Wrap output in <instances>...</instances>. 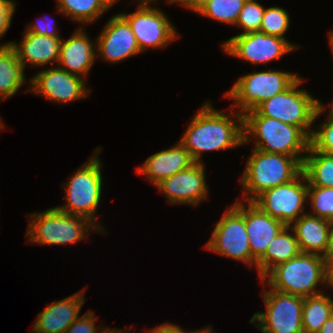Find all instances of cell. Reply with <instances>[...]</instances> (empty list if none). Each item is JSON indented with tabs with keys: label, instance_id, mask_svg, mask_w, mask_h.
I'll list each match as a JSON object with an SVG mask.
<instances>
[{
	"label": "cell",
	"instance_id": "obj_1",
	"mask_svg": "<svg viewBox=\"0 0 333 333\" xmlns=\"http://www.w3.org/2000/svg\"><path fill=\"white\" fill-rule=\"evenodd\" d=\"M179 142L196 163H202L203 152L236 148L244 143L243 114L217 111L210 101L192 117Z\"/></svg>",
	"mask_w": 333,
	"mask_h": 333
},
{
	"label": "cell",
	"instance_id": "obj_2",
	"mask_svg": "<svg viewBox=\"0 0 333 333\" xmlns=\"http://www.w3.org/2000/svg\"><path fill=\"white\" fill-rule=\"evenodd\" d=\"M243 134L244 145L254 138L253 148L268 153L305 157L310 146V137L300 127L261 116L256 110L243 114Z\"/></svg>",
	"mask_w": 333,
	"mask_h": 333
},
{
	"label": "cell",
	"instance_id": "obj_3",
	"mask_svg": "<svg viewBox=\"0 0 333 333\" xmlns=\"http://www.w3.org/2000/svg\"><path fill=\"white\" fill-rule=\"evenodd\" d=\"M271 289L300 297H309L324 291L318 285L326 283V262L321 255L300 253L287 262L272 268L261 280Z\"/></svg>",
	"mask_w": 333,
	"mask_h": 333
},
{
	"label": "cell",
	"instance_id": "obj_4",
	"mask_svg": "<svg viewBox=\"0 0 333 333\" xmlns=\"http://www.w3.org/2000/svg\"><path fill=\"white\" fill-rule=\"evenodd\" d=\"M304 157L268 153L253 148L241 176L245 202L253 201L263 191L292 181L301 171Z\"/></svg>",
	"mask_w": 333,
	"mask_h": 333
},
{
	"label": "cell",
	"instance_id": "obj_5",
	"mask_svg": "<svg viewBox=\"0 0 333 333\" xmlns=\"http://www.w3.org/2000/svg\"><path fill=\"white\" fill-rule=\"evenodd\" d=\"M101 149L97 147L95 154L65 182L63 189L67 195L65 197L67 203L56 208L70 215L87 218L103 232L104 227L96 221L99 217L96 213L103 189L102 163L97 155Z\"/></svg>",
	"mask_w": 333,
	"mask_h": 333
},
{
	"label": "cell",
	"instance_id": "obj_6",
	"mask_svg": "<svg viewBox=\"0 0 333 333\" xmlns=\"http://www.w3.org/2000/svg\"><path fill=\"white\" fill-rule=\"evenodd\" d=\"M302 81L299 76L285 91L264 101L255 110L261 116L300 127L310 137L312 124L324 112L326 105L305 89H298Z\"/></svg>",
	"mask_w": 333,
	"mask_h": 333
},
{
	"label": "cell",
	"instance_id": "obj_7",
	"mask_svg": "<svg viewBox=\"0 0 333 333\" xmlns=\"http://www.w3.org/2000/svg\"><path fill=\"white\" fill-rule=\"evenodd\" d=\"M29 219L26 235L31 244H74L85 239L90 232L102 233L87 218L64 213L56 207L32 213Z\"/></svg>",
	"mask_w": 333,
	"mask_h": 333
},
{
	"label": "cell",
	"instance_id": "obj_8",
	"mask_svg": "<svg viewBox=\"0 0 333 333\" xmlns=\"http://www.w3.org/2000/svg\"><path fill=\"white\" fill-rule=\"evenodd\" d=\"M298 77V74L280 70L243 75L225 92V97L235 101L228 109L231 111L235 107L241 114L255 110L264 101L285 91Z\"/></svg>",
	"mask_w": 333,
	"mask_h": 333
},
{
	"label": "cell",
	"instance_id": "obj_9",
	"mask_svg": "<svg viewBox=\"0 0 333 333\" xmlns=\"http://www.w3.org/2000/svg\"><path fill=\"white\" fill-rule=\"evenodd\" d=\"M245 204L247 203L241 202L239 198L235 200L217 222L204 248L252 267V254L245 225Z\"/></svg>",
	"mask_w": 333,
	"mask_h": 333
},
{
	"label": "cell",
	"instance_id": "obj_10",
	"mask_svg": "<svg viewBox=\"0 0 333 333\" xmlns=\"http://www.w3.org/2000/svg\"><path fill=\"white\" fill-rule=\"evenodd\" d=\"M261 293L266 312H256L250 323L262 333H304L303 297L281 293L271 288Z\"/></svg>",
	"mask_w": 333,
	"mask_h": 333
},
{
	"label": "cell",
	"instance_id": "obj_11",
	"mask_svg": "<svg viewBox=\"0 0 333 333\" xmlns=\"http://www.w3.org/2000/svg\"><path fill=\"white\" fill-rule=\"evenodd\" d=\"M307 195L308 182L301 171L292 181L263 191L252 202L263 212L290 226L307 213L304 211Z\"/></svg>",
	"mask_w": 333,
	"mask_h": 333
},
{
	"label": "cell",
	"instance_id": "obj_12",
	"mask_svg": "<svg viewBox=\"0 0 333 333\" xmlns=\"http://www.w3.org/2000/svg\"><path fill=\"white\" fill-rule=\"evenodd\" d=\"M223 51L251 64H265L298 48L287 39L268 35L261 31L233 36L222 42Z\"/></svg>",
	"mask_w": 333,
	"mask_h": 333
},
{
	"label": "cell",
	"instance_id": "obj_13",
	"mask_svg": "<svg viewBox=\"0 0 333 333\" xmlns=\"http://www.w3.org/2000/svg\"><path fill=\"white\" fill-rule=\"evenodd\" d=\"M119 14L130 25L141 52L164 48L180 37L167 15L157 7L138 5L134 13Z\"/></svg>",
	"mask_w": 333,
	"mask_h": 333
},
{
	"label": "cell",
	"instance_id": "obj_14",
	"mask_svg": "<svg viewBox=\"0 0 333 333\" xmlns=\"http://www.w3.org/2000/svg\"><path fill=\"white\" fill-rule=\"evenodd\" d=\"M28 93H34L53 103H71L88 98L90 91L84 78L59 68L50 67L35 74L29 81Z\"/></svg>",
	"mask_w": 333,
	"mask_h": 333
},
{
	"label": "cell",
	"instance_id": "obj_15",
	"mask_svg": "<svg viewBox=\"0 0 333 333\" xmlns=\"http://www.w3.org/2000/svg\"><path fill=\"white\" fill-rule=\"evenodd\" d=\"M204 163H195L190 168L177 172L159 183L156 188L163 192L169 204L198 206L208 197Z\"/></svg>",
	"mask_w": 333,
	"mask_h": 333
},
{
	"label": "cell",
	"instance_id": "obj_16",
	"mask_svg": "<svg viewBox=\"0 0 333 333\" xmlns=\"http://www.w3.org/2000/svg\"><path fill=\"white\" fill-rule=\"evenodd\" d=\"M96 40L97 54L109 63H120L142 53L128 22L120 15H113Z\"/></svg>",
	"mask_w": 333,
	"mask_h": 333
},
{
	"label": "cell",
	"instance_id": "obj_17",
	"mask_svg": "<svg viewBox=\"0 0 333 333\" xmlns=\"http://www.w3.org/2000/svg\"><path fill=\"white\" fill-rule=\"evenodd\" d=\"M96 56V40L95 43L91 41L88 33L80 27L67 40H61L57 67L84 78L90 72Z\"/></svg>",
	"mask_w": 333,
	"mask_h": 333
},
{
	"label": "cell",
	"instance_id": "obj_18",
	"mask_svg": "<svg viewBox=\"0 0 333 333\" xmlns=\"http://www.w3.org/2000/svg\"><path fill=\"white\" fill-rule=\"evenodd\" d=\"M245 205V225L252 254V267L265 254L268 244L286 226L263 212L252 201Z\"/></svg>",
	"mask_w": 333,
	"mask_h": 333
},
{
	"label": "cell",
	"instance_id": "obj_19",
	"mask_svg": "<svg viewBox=\"0 0 333 333\" xmlns=\"http://www.w3.org/2000/svg\"><path fill=\"white\" fill-rule=\"evenodd\" d=\"M84 296L85 290H81L47 305L37 314L32 330L35 333H65L67 328L80 317Z\"/></svg>",
	"mask_w": 333,
	"mask_h": 333
},
{
	"label": "cell",
	"instance_id": "obj_20",
	"mask_svg": "<svg viewBox=\"0 0 333 333\" xmlns=\"http://www.w3.org/2000/svg\"><path fill=\"white\" fill-rule=\"evenodd\" d=\"M195 163L190 152L178 141L175 146L152 154L143 166L136 169L138 174L146 175L149 182L157 186L166 178L190 168Z\"/></svg>",
	"mask_w": 333,
	"mask_h": 333
},
{
	"label": "cell",
	"instance_id": "obj_21",
	"mask_svg": "<svg viewBox=\"0 0 333 333\" xmlns=\"http://www.w3.org/2000/svg\"><path fill=\"white\" fill-rule=\"evenodd\" d=\"M61 40V37L25 32L20 43L10 41L1 45H11L24 67L28 64L31 67L45 66L51 62L54 67L55 62L58 64Z\"/></svg>",
	"mask_w": 333,
	"mask_h": 333
},
{
	"label": "cell",
	"instance_id": "obj_22",
	"mask_svg": "<svg viewBox=\"0 0 333 333\" xmlns=\"http://www.w3.org/2000/svg\"><path fill=\"white\" fill-rule=\"evenodd\" d=\"M331 222L305 213L294 221L290 227L299 243L302 253L324 256Z\"/></svg>",
	"mask_w": 333,
	"mask_h": 333
},
{
	"label": "cell",
	"instance_id": "obj_23",
	"mask_svg": "<svg viewBox=\"0 0 333 333\" xmlns=\"http://www.w3.org/2000/svg\"><path fill=\"white\" fill-rule=\"evenodd\" d=\"M292 230V233L289 231ZM301 253L299 243L290 226H285L268 244L265 254L257 261L256 269L261 280L272 268Z\"/></svg>",
	"mask_w": 333,
	"mask_h": 333
},
{
	"label": "cell",
	"instance_id": "obj_24",
	"mask_svg": "<svg viewBox=\"0 0 333 333\" xmlns=\"http://www.w3.org/2000/svg\"><path fill=\"white\" fill-rule=\"evenodd\" d=\"M25 67L11 45H0V100L14 96L26 82Z\"/></svg>",
	"mask_w": 333,
	"mask_h": 333
},
{
	"label": "cell",
	"instance_id": "obj_25",
	"mask_svg": "<svg viewBox=\"0 0 333 333\" xmlns=\"http://www.w3.org/2000/svg\"><path fill=\"white\" fill-rule=\"evenodd\" d=\"M307 154L302 163V172L308 186L333 188V155L314 150L311 146Z\"/></svg>",
	"mask_w": 333,
	"mask_h": 333
},
{
	"label": "cell",
	"instance_id": "obj_26",
	"mask_svg": "<svg viewBox=\"0 0 333 333\" xmlns=\"http://www.w3.org/2000/svg\"><path fill=\"white\" fill-rule=\"evenodd\" d=\"M328 296L320 293L304 298L302 308L304 333H318L322 325L333 315V299Z\"/></svg>",
	"mask_w": 333,
	"mask_h": 333
},
{
	"label": "cell",
	"instance_id": "obj_27",
	"mask_svg": "<svg viewBox=\"0 0 333 333\" xmlns=\"http://www.w3.org/2000/svg\"><path fill=\"white\" fill-rule=\"evenodd\" d=\"M57 12L80 24H90L99 19L109 7L102 0H56ZM82 22V23H81Z\"/></svg>",
	"mask_w": 333,
	"mask_h": 333
},
{
	"label": "cell",
	"instance_id": "obj_28",
	"mask_svg": "<svg viewBox=\"0 0 333 333\" xmlns=\"http://www.w3.org/2000/svg\"><path fill=\"white\" fill-rule=\"evenodd\" d=\"M245 1L211 0L198 11V14L216 20V22L235 26Z\"/></svg>",
	"mask_w": 333,
	"mask_h": 333
},
{
	"label": "cell",
	"instance_id": "obj_29",
	"mask_svg": "<svg viewBox=\"0 0 333 333\" xmlns=\"http://www.w3.org/2000/svg\"><path fill=\"white\" fill-rule=\"evenodd\" d=\"M307 198L311 203V215L333 221V188L308 186Z\"/></svg>",
	"mask_w": 333,
	"mask_h": 333
},
{
	"label": "cell",
	"instance_id": "obj_30",
	"mask_svg": "<svg viewBox=\"0 0 333 333\" xmlns=\"http://www.w3.org/2000/svg\"><path fill=\"white\" fill-rule=\"evenodd\" d=\"M289 25L290 16L288 12L284 8L273 6L265 9L259 31L286 39L284 34L287 32Z\"/></svg>",
	"mask_w": 333,
	"mask_h": 333
},
{
	"label": "cell",
	"instance_id": "obj_31",
	"mask_svg": "<svg viewBox=\"0 0 333 333\" xmlns=\"http://www.w3.org/2000/svg\"><path fill=\"white\" fill-rule=\"evenodd\" d=\"M265 8L256 0H246L235 24L243 29L241 34L259 31Z\"/></svg>",
	"mask_w": 333,
	"mask_h": 333
},
{
	"label": "cell",
	"instance_id": "obj_32",
	"mask_svg": "<svg viewBox=\"0 0 333 333\" xmlns=\"http://www.w3.org/2000/svg\"><path fill=\"white\" fill-rule=\"evenodd\" d=\"M319 126L317 131H312L310 146L314 150L333 155V121L326 119Z\"/></svg>",
	"mask_w": 333,
	"mask_h": 333
},
{
	"label": "cell",
	"instance_id": "obj_33",
	"mask_svg": "<svg viewBox=\"0 0 333 333\" xmlns=\"http://www.w3.org/2000/svg\"><path fill=\"white\" fill-rule=\"evenodd\" d=\"M96 318L94 312L87 311L77 318L66 330L65 333H97ZM103 327V328H102ZM98 333H102L107 327L102 326Z\"/></svg>",
	"mask_w": 333,
	"mask_h": 333
},
{
	"label": "cell",
	"instance_id": "obj_34",
	"mask_svg": "<svg viewBox=\"0 0 333 333\" xmlns=\"http://www.w3.org/2000/svg\"><path fill=\"white\" fill-rule=\"evenodd\" d=\"M48 17L44 16V18L41 16L39 22L36 21L35 23L28 24L25 29V32H31L38 35H47L49 37H60L59 31L55 28L56 24L51 20L49 22Z\"/></svg>",
	"mask_w": 333,
	"mask_h": 333
},
{
	"label": "cell",
	"instance_id": "obj_35",
	"mask_svg": "<svg viewBox=\"0 0 333 333\" xmlns=\"http://www.w3.org/2000/svg\"><path fill=\"white\" fill-rule=\"evenodd\" d=\"M16 8L13 0H0V39L8 31Z\"/></svg>",
	"mask_w": 333,
	"mask_h": 333
},
{
	"label": "cell",
	"instance_id": "obj_36",
	"mask_svg": "<svg viewBox=\"0 0 333 333\" xmlns=\"http://www.w3.org/2000/svg\"><path fill=\"white\" fill-rule=\"evenodd\" d=\"M144 333V332H143ZM146 333H185V330L173 323H163L159 326L149 329Z\"/></svg>",
	"mask_w": 333,
	"mask_h": 333
},
{
	"label": "cell",
	"instance_id": "obj_37",
	"mask_svg": "<svg viewBox=\"0 0 333 333\" xmlns=\"http://www.w3.org/2000/svg\"><path fill=\"white\" fill-rule=\"evenodd\" d=\"M323 258L325 262H327L329 259H333V221L331 222L329 237H328V245Z\"/></svg>",
	"mask_w": 333,
	"mask_h": 333
},
{
	"label": "cell",
	"instance_id": "obj_38",
	"mask_svg": "<svg viewBox=\"0 0 333 333\" xmlns=\"http://www.w3.org/2000/svg\"><path fill=\"white\" fill-rule=\"evenodd\" d=\"M211 0H188L183 6L193 12H198L205 4Z\"/></svg>",
	"mask_w": 333,
	"mask_h": 333
},
{
	"label": "cell",
	"instance_id": "obj_39",
	"mask_svg": "<svg viewBox=\"0 0 333 333\" xmlns=\"http://www.w3.org/2000/svg\"><path fill=\"white\" fill-rule=\"evenodd\" d=\"M326 283L327 286H333V259L326 262Z\"/></svg>",
	"mask_w": 333,
	"mask_h": 333
},
{
	"label": "cell",
	"instance_id": "obj_40",
	"mask_svg": "<svg viewBox=\"0 0 333 333\" xmlns=\"http://www.w3.org/2000/svg\"><path fill=\"white\" fill-rule=\"evenodd\" d=\"M318 333H333V315L322 325Z\"/></svg>",
	"mask_w": 333,
	"mask_h": 333
},
{
	"label": "cell",
	"instance_id": "obj_41",
	"mask_svg": "<svg viewBox=\"0 0 333 333\" xmlns=\"http://www.w3.org/2000/svg\"><path fill=\"white\" fill-rule=\"evenodd\" d=\"M185 333H216L212 327L209 325L205 328H202V329H198V330H192V331H186L185 330Z\"/></svg>",
	"mask_w": 333,
	"mask_h": 333
},
{
	"label": "cell",
	"instance_id": "obj_42",
	"mask_svg": "<svg viewBox=\"0 0 333 333\" xmlns=\"http://www.w3.org/2000/svg\"><path fill=\"white\" fill-rule=\"evenodd\" d=\"M102 333H131V330L130 329L124 330V328L123 330L118 328L114 330V328L110 329V327L109 328L107 327Z\"/></svg>",
	"mask_w": 333,
	"mask_h": 333
},
{
	"label": "cell",
	"instance_id": "obj_43",
	"mask_svg": "<svg viewBox=\"0 0 333 333\" xmlns=\"http://www.w3.org/2000/svg\"><path fill=\"white\" fill-rule=\"evenodd\" d=\"M158 0H138V5H150V3L156 2Z\"/></svg>",
	"mask_w": 333,
	"mask_h": 333
},
{
	"label": "cell",
	"instance_id": "obj_44",
	"mask_svg": "<svg viewBox=\"0 0 333 333\" xmlns=\"http://www.w3.org/2000/svg\"><path fill=\"white\" fill-rule=\"evenodd\" d=\"M187 1H188V0H167V3H170V4H171V3H172V4H173V3H174V4H175V3H176V4L178 3L179 5L181 4V5L183 6Z\"/></svg>",
	"mask_w": 333,
	"mask_h": 333
},
{
	"label": "cell",
	"instance_id": "obj_45",
	"mask_svg": "<svg viewBox=\"0 0 333 333\" xmlns=\"http://www.w3.org/2000/svg\"><path fill=\"white\" fill-rule=\"evenodd\" d=\"M329 46H330V49H332V55H333V31L329 32Z\"/></svg>",
	"mask_w": 333,
	"mask_h": 333
},
{
	"label": "cell",
	"instance_id": "obj_46",
	"mask_svg": "<svg viewBox=\"0 0 333 333\" xmlns=\"http://www.w3.org/2000/svg\"><path fill=\"white\" fill-rule=\"evenodd\" d=\"M327 119L333 121V101L330 104V109H329V114L327 116Z\"/></svg>",
	"mask_w": 333,
	"mask_h": 333
},
{
	"label": "cell",
	"instance_id": "obj_47",
	"mask_svg": "<svg viewBox=\"0 0 333 333\" xmlns=\"http://www.w3.org/2000/svg\"><path fill=\"white\" fill-rule=\"evenodd\" d=\"M109 8H111L118 0H102Z\"/></svg>",
	"mask_w": 333,
	"mask_h": 333
},
{
	"label": "cell",
	"instance_id": "obj_48",
	"mask_svg": "<svg viewBox=\"0 0 333 333\" xmlns=\"http://www.w3.org/2000/svg\"><path fill=\"white\" fill-rule=\"evenodd\" d=\"M3 128H4V124L2 123V120L0 118V132H2Z\"/></svg>",
	"mask_w": 333,
	"mask_h": 333
}]
</instances>
